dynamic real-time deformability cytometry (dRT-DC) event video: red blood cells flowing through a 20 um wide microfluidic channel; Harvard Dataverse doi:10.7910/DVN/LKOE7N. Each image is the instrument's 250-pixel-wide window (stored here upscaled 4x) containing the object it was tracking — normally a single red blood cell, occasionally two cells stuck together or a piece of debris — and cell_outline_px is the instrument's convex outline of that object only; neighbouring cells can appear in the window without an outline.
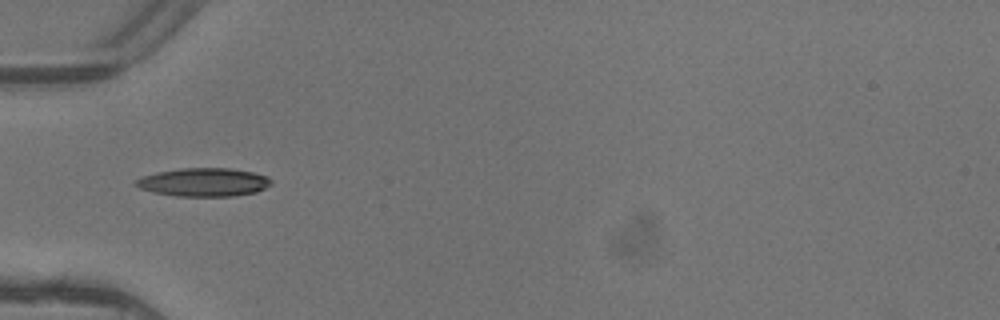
{"species": "common noctule bat (a hibernating species)", "species_latin": "Nyctalus noctula", "temperature_condition": "warm", "stored_images_in_passage": 2, "camera_frame_rate_fps": 3000, "um_per_image_px": 0.085, "animal": {"sex": "female"}, "frame": {"image": 1, "passage_image": 2, "time_ms": 0.333, "image_size_px": [1000, 320], "cell_outline_px": [[272, 184], [256, 192], [232, 196], [176, 196], [152, 192], [140, 188], [132, 184], [140, 176], [156, 172], [180, 168], [232, 168], [252, 172], [268, 176], [272, 180]], "centroid_in_image_um": [17.29, 15.48], "position_along_channel_um": 67.7, "area_um2": 22.6}}